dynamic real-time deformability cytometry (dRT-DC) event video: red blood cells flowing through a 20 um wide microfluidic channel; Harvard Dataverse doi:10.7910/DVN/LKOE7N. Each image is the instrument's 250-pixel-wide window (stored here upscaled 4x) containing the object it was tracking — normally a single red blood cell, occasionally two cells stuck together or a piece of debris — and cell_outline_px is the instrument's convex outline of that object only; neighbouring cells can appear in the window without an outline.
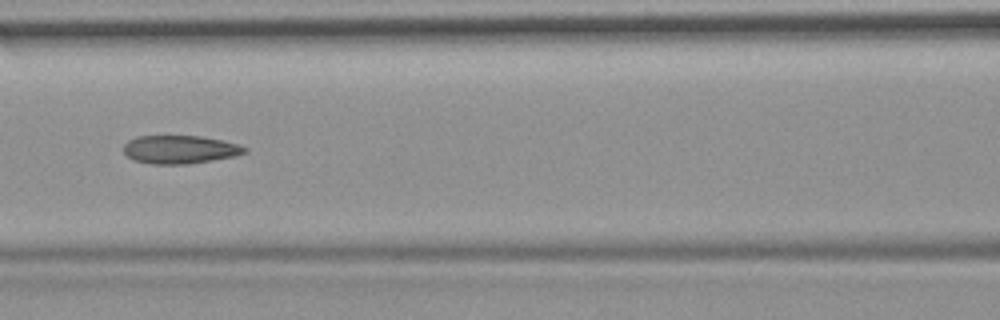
{"species": "common noctule bat (a hibernating species)", "species_latin": "Nyctalus noctula", "temperature_condition": "room temperature", "stored_images_in_passage": 8, "camera_frame_rate_fps": 3000, "um_per_image_px": 0.085, "animal": {"sex": "female", "body_mass_g": 19.9}, "frame": {"image": 1, "passage_image": 7, "time_ms": 2.0, "image_size_px": [1000, 320], "cell_outline_px": [[248, 152], [236, 156], [188, 164], [152, 164], [132, 160], [124, 152], [124, 144], [128, 140], [136, 136], [200, 136], [240, 144], [248, 148]], "centroid_in_image_um": [15.31, 12.71], "position_along_channel_um": 151.3, "area_um2": 20.06}}